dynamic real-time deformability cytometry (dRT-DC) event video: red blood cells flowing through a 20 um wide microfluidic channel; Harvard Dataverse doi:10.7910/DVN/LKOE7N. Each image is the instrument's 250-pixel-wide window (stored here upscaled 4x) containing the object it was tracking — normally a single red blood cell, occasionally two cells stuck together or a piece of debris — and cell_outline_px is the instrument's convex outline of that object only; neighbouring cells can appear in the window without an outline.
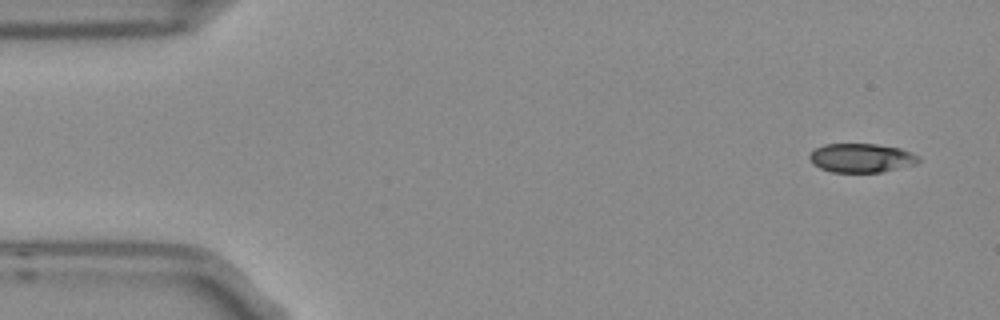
{"species": "Egyptian fruit bat (a non-hibernating species)", "species_latin": "Rousettus aegyptiacus", "temperature_condition": "room temperature", "stored_images_in_passage": 5, "camera_frame_rate_fps": 3000, "um_per_image_px": 0.085, "frame": {"image": 1, "passage_image": 1, "time_ms": 0.0, "image_size_px": [1000, 320], "cell_outline_px": [[920, 160], [916, 164], [880, 172], [832, 172], [820, 168], [812, 164], [808, 156], [808, 152], [824, 144], [876, 144], [900, 148], [916, 156]], "centroid_in_image_um": [73.14, 13.42], "position_along_channel_um": 11.9, "area_um2": 18.32}}
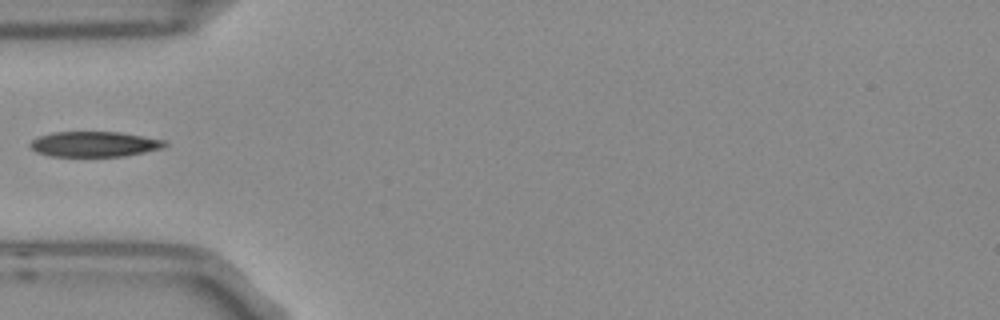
{"frame": {"image": 2, "passage_image": 4, "time_ms": 1.0, "image_size_px": [1000, 320], "cell_outline_px": [[168, 144], [164, 148], [124, 156], [52, 156], [36, 152], [28, 144], [32, 140], [40, 136], [56, 132], [120, 132], [164, 140]], "centroid_in_image_um": [8.04, 12.25], "position_along_channel_um": 77.0, "area_um2": 19.71}}
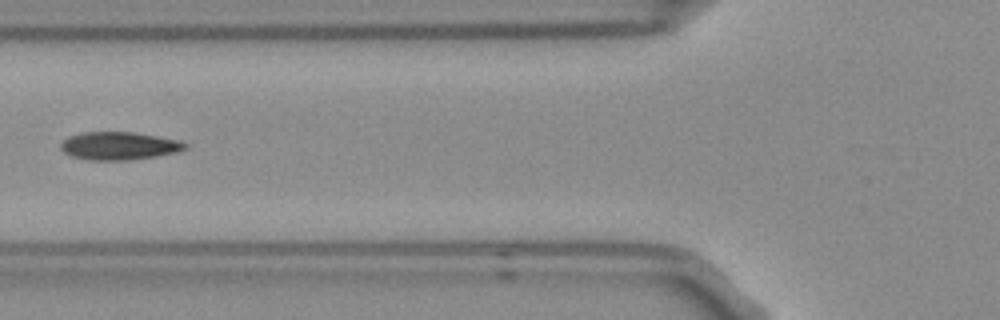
{"frame": {"image": 3, "passage_image": 5, "time_ms": 1.333, "image_size_px": [1000, 320], "cell_outline_px": [[188, 148], [176, 152], [156, 156], [128, 160], [88, 160], [72, 156], [64, 152], [60, 148], [60, 144], [68, 136], [84, 132], [132, 132], [156, 136], [176, 140], [188, 144]], "centroid_in_image_um": [10.09, 12.4], "position_along_channel_um": 115.7, "area_um2": 20.11}}